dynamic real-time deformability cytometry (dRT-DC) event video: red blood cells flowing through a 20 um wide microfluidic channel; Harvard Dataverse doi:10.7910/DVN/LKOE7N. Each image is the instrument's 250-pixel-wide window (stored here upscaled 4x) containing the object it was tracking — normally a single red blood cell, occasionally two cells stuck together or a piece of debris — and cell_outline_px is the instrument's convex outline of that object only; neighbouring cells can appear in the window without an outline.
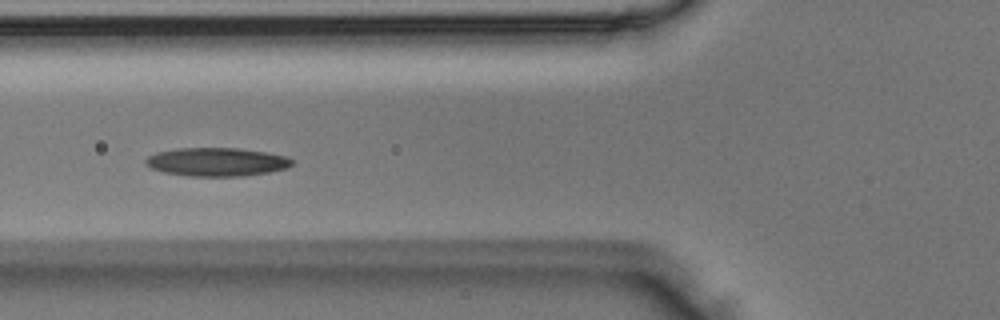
{"species": "Egyptian fruit bat (a non-hibernating species)", "species_latin": "Rousettus aegyptiacus", "temperature_condition": "room temperature", "stored_images_in_passage": 6, "camera_frame_rate_fps": 3000, "um_per_image_px": 0.085, "animal": {"sex": "male"}, "frame": {"image": 1, "passage_image": 6, "time_ms": 1.667, "image_size_px": [1000, 320], "cell_outline_px": [[292, 164], [288, 168], [268, 172], [244, 176], [188, 176], [164, 172], [152, 168], [144, 164], [144, 160], [148, 156], [156, 152], [176, 148], [240, 148], [288, 156], [292, 160]], "centroid_in_image_um": [18.4, 13.76], "position_along_channel_um": 107.4, "area_um2": 24.39}}